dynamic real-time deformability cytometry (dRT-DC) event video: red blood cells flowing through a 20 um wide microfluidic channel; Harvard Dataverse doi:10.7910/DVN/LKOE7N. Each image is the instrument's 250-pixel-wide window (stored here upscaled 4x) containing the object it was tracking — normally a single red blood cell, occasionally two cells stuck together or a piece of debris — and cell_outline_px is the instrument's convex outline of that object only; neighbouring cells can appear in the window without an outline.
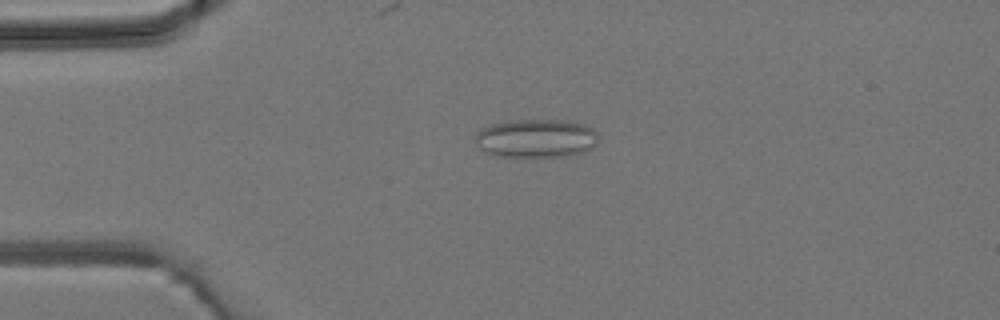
{"species": "common noctule bat (a hibernating species)", "species_latin": "Nyctalus noctula", "temperature_condition": "room temperature", "stored_images_in_passage": 4, "camera_frame_rate_fps": 3000, "um_per_image_px": 0.085, "animal": {"sex": "male", "body_mass_g": 19.2, "forearm_length_mm": 51.8}, "frame": {"image": 1, "passage_image": 4, "time_ms": 3.667, "image_size_px": [1000, 320], "cell_outline_px": [[600, 140], [592, 148], [584, 152], [568, 156], [500, 156], [488, 152], [480, 148], [472, 140], [472, 136], [480, 128], [504, 120], [568, 120], [588, 124], [596, 132]], "centroid_in_image_um": [45.57, 11.73], "position_along_channel_um": 39.4, "area_um2": 28.21}}